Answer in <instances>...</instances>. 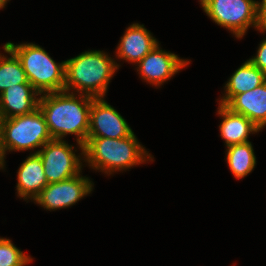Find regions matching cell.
<instances>
[{"instance_id":"obj_5","label":"cell","mask_w":266,"mask_h":266,"mask_svg":"<svg viewBox=\"0 0 266 266\" xmlns=\"http://www.w3.org/2000/svg\"><path fill=\"white\" fill-rule=\"evenodd\" d=\"M52 139L39 108L26 115L0 119V140L4 157L8 150H33Z\"/></svg>"},{"instance_id":"obj_17","label":"cell","mask_w":266,"mask_h":266,"mask_svg":"<svg viewBox=\"0 0 266 266\" xmlns=\"http://www.w3.org/2000/svg\"><path fill=\"white\" fill-rule=\"evenodd\" d=\"M226 151V160L235 178L242 179L255 168L256 157L250 141L227 146Z\"/></svg>"},{"instance_id":"obj_18","label":"cell","mask_w":266,"mask_h":266,"mask_svg":"<svg viewBox=\"0 0 266 266\" xmlns=\"http://www.w3.org/2000/svg\"><path fill=\"white\" fill-rule=\"evenodd\" d=\"M3 49L10 57L0 54V94L16 84L30 83L16 54L6 44Z\"/></svg>"},{"instance_id":"obj_1","label":"cell","mask_w":266,"mask_h":266,"mask_svg":"<svg viewBox=\"0 0 266 266\" xmlns=\"http://www.w3.org/2000/svg\"><path fill=\"white\" fill-rule=\"evenodd\" d=\"M73 92L58 91L41 94L39 109L45 117L51 137L63 140L67 134H75L79 149L82 151L80 154L84 156L90 109L94 97L85 94H78V97Z\"/></svg>"},{"instance_id":"obj_19","label":"cell","mask_w":266,"mask_h":266,"mask_svg":"<svg viewBox=\"0 0 266 266\" xmlns=\"http://www.w3.org/2000/svg\"><path fill=\"white\" fill-rule=\"evenodd\" d=\"M31 261L10 239L0 237V266H25Z\"/></svg>"},{"instance_id":"obj_22","label":"cell","mask_w":266,"mask_h":266,"mask_svg":"<svg viewBox=\"0 0 266 266\" xmlns=\"http://www.w3.org/2000/svg\"><path fill=\"white\" fill-rule=\"evenodd\" d=\"M4 155H3V152H2V149H1V140H0V168L4 169V163H5V160H4Z\"/></svg>"},{"instance_id":"obj_15","label":"cell","mask_w":266,"mask_h":266,"mask_svg":"<svg viewBox=\"0 0 266 266\" xmlns=\"http://www.w3.org/2000/svg\"><path fill=\"white\" fill-rule=\"evenodd\" d=\"M217 112L223 119L219 129L220 136L224 139L226 147L249 142V134L260 131V128L247 117L232 112L225 105L219 104Z\"/></svg>"},{"instance_id":"obj_8","label":"cell","mask_w":266,"mask_h":266,"mask_svg":"<svg viewBox=\"0 0 266 266\" xmlns=\"http://www.w3.org/2000/svg\"><path fill=\"white\" fill-rule=\"evenodd\" d=\"M78 174L67 180L49 183L34 199L35 203L46 210L70 207L91 193L93 183L88 177Z\"/></svg>"},{"instance_id":"obj_7","label":"cell","mask_w":266,"mask_h":266,"mask_svg":"<svg viewBox=\"0 0 266 266\" xmlns=\"http://www.w3.org/2000/svg\"><path fill=\"white\" fill-rule=\"evenodd\" d=\"M73 149L74 147L64 140L52 139L44 144L40 150L34 152L41 157L48 184L67 180L80 174L81 161L84 159L77 156Z\"/></svg>"},{"instance_id":"obj_11","label":"cell","mask_w":266,"mask_h":266,"mask_svg":"<svg viewBox=\"0 0 266 266\" xmlns=\"http://www.w3.org/2000/svg\"><path fill=\"white\" fill-rule=\"evenodd\" d=\"M39 95L30 83L8 87L0 94V119L32 113L39 108Z\"/></svg>"},{"instance_id":"obj_12","label":"cell","mask_w":266,"mask_h":266,"mask_svg":"<svg viewBox=\"0 0 266 266\" xmlns=\"http://www.w3.org/2000/svg\"><path fill=\"white\" fill-rule=\"evenodd\" d=\"M157 44L156 38L143 24L133 23L122 36L117 47L116 56L138 64Z\"/></svg>"},{"instance_id":"obj_4","label":"cell","mask_w":266,"mask_h":266,"mask_svg":"<svg viewBox=\"0 0 266 266\" xmlns=\"http://www.w3.org/2000/svg\"><path fill=\"white\" fill-rule=\"evenodd\" d=\"M6 46L16 54L28 81L40 95L64 91L65 61L56 63L42 47L33 43L7 42Z\"/></svg>"},{"instance_id":"obj_21","label":"cell","mask_w":266,"mask_h":266,"mask_svg":"<svg viewBox=\"0 0 266 266\" xmlns=\"http://www.w3.org/2000/svg\"><path fill=\"white\" fill-rule=\"evenodd\" d=\"M257 30L261 33L266 31V0L258 2V12H257Z\"/></svg>"},{"instance_id":"obj_14","label":"cell","mask_w":266,"mask_h":266,"mask_svg":"<svg viewBox=\"0 0 266 266\" xmlns=\"http://www.w3.org/2000/svg\"><path fill=\"white\" fill-rule=\"evenodd\" d=\"M17 196L25 199H35L48 185L45 177L41 157L38 153H32L21 164L17 172Z\"/></svg>"},{"instance_id":"obj_13","label":"cell","mask_w":266,"mask_h":266,"mask_svg":"<svg viewBox=\"0 0 266 266\" xmlns=\"http://www.w3.org/2000/svg\"><path fill=\"white\" fill-rule=\"evenodd\" d=\"M225 106L263 129L266 126V81L253 90L235 95Z\"/></svg>"},{"instance_id":"obj_23","label":"cell","mask_w":266,"mask_h":266,"mask_svg":"<svg viewBox=\"0 0 266 266\" xmlns=\"http://www.w3.org/2000/svg\"><path fill=\"white\" fill-rule=\"evenodd\" d=\"M9 0H0V9H3Z\"/></svg>"},{"instance_id":"obj_16","label":"cell","mask_w":266,"mask_h":266,"mask_svg":"<svg viewBox=\"0 0 266 266\" xmlns=\"http://www.w3.org/2000/svg\"><path fill=\"white\" fill-rule=\"evenodd\" d=\"M266 81V75L249 60L245 61L225 84L219 104L226 105L235 95L253 90Z\"/></svg>"},{"instance_id":"obj_3","label":"cell","mask_w":266,"mask_h":266,"mask_svg":"<svg viewBox=\"0 0 266 266\" xmlns=\"http://www.w3.org/2000/svg\"><path fill=\"white\" fill-rule=\"evenodd\" d=\"M83 158L93 169L109 175L148 160L153 161L151 154L141 146L134 132L120 139L87 137Z\"/></svg>"},{"instance_id":"obj_2","label":"cell","mask_w":266,"mask_h":266,"mask_svg":"<svg viewBox=\"0 0 266 266\" xmlns=\"http://www.w3.org/2000/svg\"><path fill=\"white\" fill-rule=\"evenodd\" d=\"M64 91L76 90L94 98L104 97L119 64L100 50L82 52L65 61Z\"/></svg>"},{"instance_id":"obj_10","label":"cell","mask_w":266,"mask_h":266,"mask_svg":"<svg viewBox=\"0 0 266 266\" xmlns=\"http://www.w3.org/2000/svg\"><path fill=\"white\" fill-rule=\"evenodd\" d=\"M189 60L159 48L157 44L139 63L140 77L146 82L160 86L189 64Z\"/></svg>"},{"instance_id":"obj_20","label":"cell","mask_w":266,"mask_h":266,"mask_svg":"<svg viewBox=\"0 0 266 266\" xmlns=\"http://www.w3.org/2000/svg\"><path fill=\"white\" fill-rule=\"evenodd\" d=\"M249 61L266 75V39L260 43L256 56L250 58Z\"/></svg>"},{"instance_id":"obj_9","label":"cell","mask_w":266,"mask_h":266,"mask_svg":"<svg viewBox=\"0 0 266 266\" xmlns=\"http://www.w3.org/2000/svg\"><path fill=\"white\" fill-rule=\"evenodd\" d=\"M131 127L104 97L93 98L90 109L88 137L120 139L132 133Z\"/></svg>"},{"instance_id":"obj_6","label":"cell","mask_w":266,"mask_h":266,"mask_svg":"<svg viewBox=\"0 0 266 266\" xmlns=\"http://www.w3.org/2000/svg\"><path fill=\"white\" fill-rule=\"evenodd\" d=\"M202 9L216 24L230 30L238 39L250 26L257 28L258 1L208 0Z\"/></svg>"},{"instance_id":"obj_24","label":"cell","mask_w":266,"mask_h":266,"mask_svg":"<svg viewBox=\"0 0 266 266\" xmlns=\"http://www.w3.org/2000/svg\"><path fill=\"white\" fill-rule=\"evenodd\" d=\"M208 0H200V4L201 6L203 7L206 3H207Z\"/></svg>"}]
</instances>
